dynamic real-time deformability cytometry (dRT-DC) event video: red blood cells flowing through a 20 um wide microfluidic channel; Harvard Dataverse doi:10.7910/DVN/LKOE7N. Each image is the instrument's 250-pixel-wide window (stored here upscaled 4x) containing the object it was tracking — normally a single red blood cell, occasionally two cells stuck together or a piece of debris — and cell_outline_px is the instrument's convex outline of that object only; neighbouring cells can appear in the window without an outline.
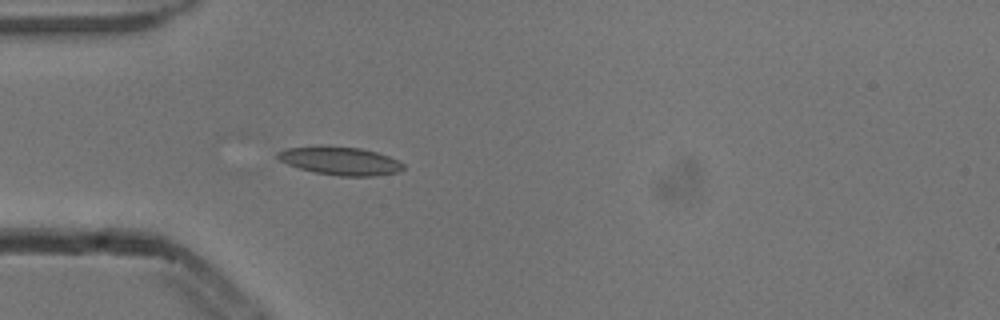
{"species": "common noctule bat (a hibernating species)", "species_latin": "Nyctalus noctula", "temperature_condition": "cold", "stored_images_in_passage": 4, "camera_frame_rate_fps": 3000, "um_per_image_px": 0.085, "animal": {"sex": "male", "body_mass_g": 13.3}, "frame": {"image": 1, "passage_image": 4, "time_ms": 1.0, "image_size_px": [1000, 320], "cell_outline_px": [[404, 168], [400, 172], [376, 176], [340, 176], [316, 172], [300, 168], [288, 164], [280, 160], [276, 156], [276, 152], [288, 148], [320, 144], [360, 148], [376, 152], [388, 156], [404, 164]], "centroid_in_image_um": [28.91, 13.65], "position_along_channel_um": 56.1, "area_um2": 20.87}}